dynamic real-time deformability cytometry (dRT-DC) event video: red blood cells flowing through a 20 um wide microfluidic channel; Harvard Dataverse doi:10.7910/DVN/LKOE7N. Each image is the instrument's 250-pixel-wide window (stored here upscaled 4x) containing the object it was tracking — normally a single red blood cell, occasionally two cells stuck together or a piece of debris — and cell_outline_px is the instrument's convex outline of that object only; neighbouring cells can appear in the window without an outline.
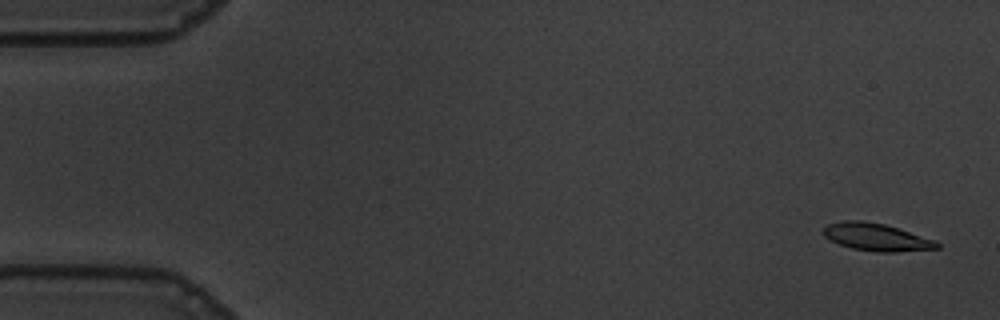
{"species": "common noctule bat (a hibernating species)", "species_latin": "Nyctalus noctula", "temperature_condition": "warm", "stored_images_in_passage": 56, "camera_frame_rate_fps": 3000, "um_per_image_px": 0.085, "animal": {"sex": "male", "body_mass_g": 19.5, "forearm_length_mm": 54.6}, "frame": {"image": 1, "passage_image": 2, "time_ms": 0.333, "image_size_px": [1000, 320], "cell_outline_px": [[940, 248], [896, 252], [880, 252], [852, 248], [828, 240], [820, 232], [828, 224], [844, 220], [860, 220], [884, 224], [936, 240], [940, 244]], "centroid_in_image_um": [74.47, 20.15], "position_along_channel_um": 10.5, "area_um2": 18.21}}
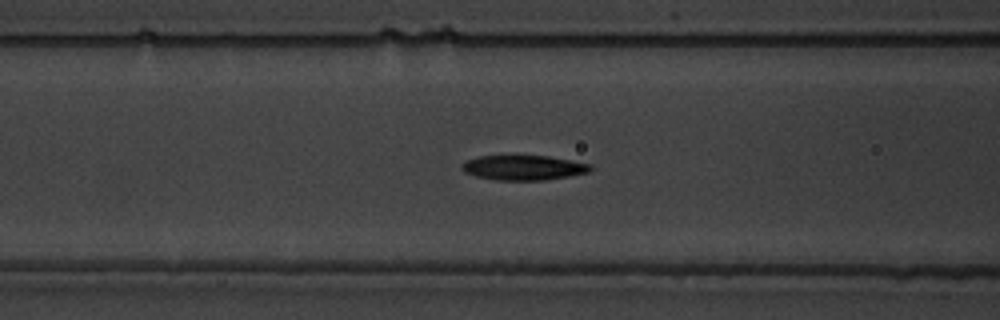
{"frame": {"image": 2, "passage_image": 22, "time_ms": 7.0, "image_size_px": [1000, 320], "cell_outline_px": [[592, 168], [588, 172], [568, 176], [544, 180], [496, 180], [476, 176], [464, 172], [460, 168], [460, 164], [468, 160], [480, 156], [512, 152], [516, 152], [548, 156], [572, 160], [592, 164]], "centroid_in_image_um": [44.45, 14.19], "position_along_channel_um": 122.2, "area_um2": 19.59}}
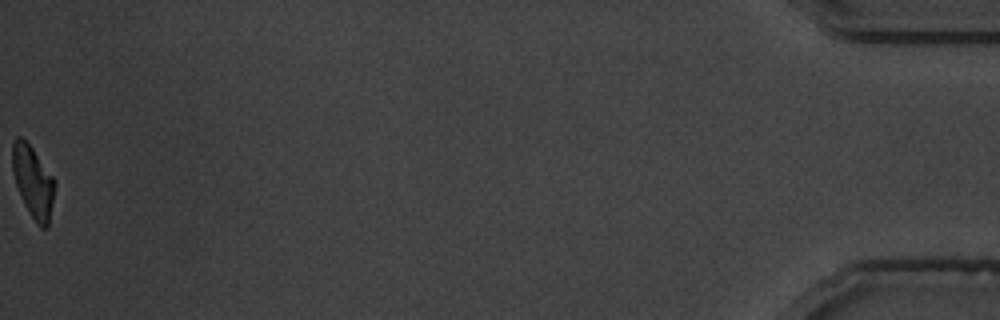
{"frame": {"image": 3, "passage_image": 56, "time_ms": 18.333, "image_size_px": [1000, 320], "cell_outline_px": [[56, 184], [48, 228], [40, 228], [36, 224], [16, 184], [12, 172], [12, 144], [16, 136], [20, 136], [32, 148], [52, 176]], "centroid_in_image_um": [2.82, 15.45], "position_along_channel_um": 432.4, "area_um2": 17.34}, "authors_computed_cell_mechanics": {"area_um2": 19.0451, "velocity_mm_per_s": 3.6216, "shape_relaxation_time_tau1_ms": 4.5288, "shape_relaxation_time_tau2_ms": 2.9328, "deformation_change_tau1": 0.1866, "deformation_change_tau2": 0.0867}}